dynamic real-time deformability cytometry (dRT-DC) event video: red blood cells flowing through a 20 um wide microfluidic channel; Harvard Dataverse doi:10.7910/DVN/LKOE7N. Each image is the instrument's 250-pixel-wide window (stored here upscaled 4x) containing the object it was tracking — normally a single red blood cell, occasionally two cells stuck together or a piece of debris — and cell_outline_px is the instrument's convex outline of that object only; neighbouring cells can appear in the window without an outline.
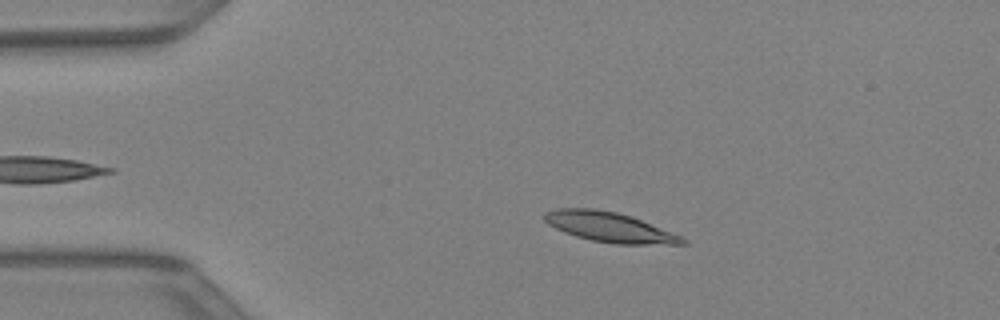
{"species": "Egyptian fruit bat (a non-hibernating species)", "species_latin": "Rousettus aegyptiacus", "temperature_condition": "warm", "stored_images_in_passage": 37, "camera_frame_rate_fps": 3000, "um_per_image_px": 0.085, "animal": {"sex": "female"}, "frame": {"image": 1, "passage_image": 9, "time_ms": 2.667, "image_size_px": [1000, 320], "cell_outline_px": [[688, 244], [616, 244], [592, 240], [576, 236], [564, 232], [548, 224], [544, 220], [544, 212], [556, 208], [592, 208], [616, 212], [632, 216], [680, 236], [688, 240]], "centroid_in_image_um": [51.78, 19.3], "position_along_channel_um": 33.2, "area_um2": 23.87}}
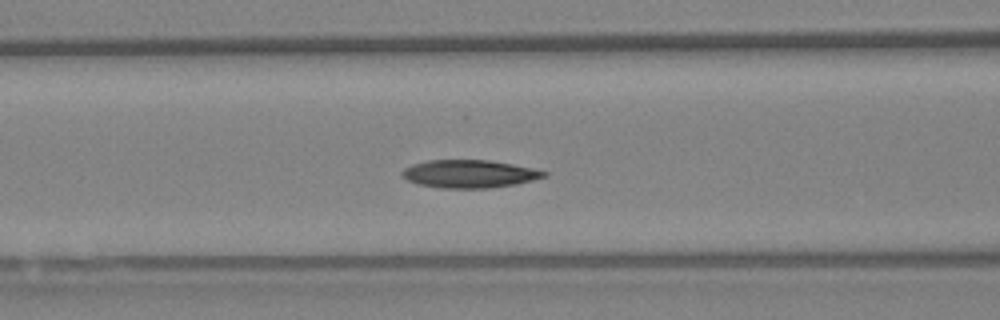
{"frame": {"image": 2, "passage_image": 18, "time_ms": 5.667, "image_size_px": [1000, 320], "cell_outline_px": [[548, 176], [516, 184], [488, 188], [440, 188], [420, 184], [408, 180], [400, 172], [404, 168], [412, 164], [428, 160], [488, 160], [512, 164], [532, 168], [548, 172]], "centroid_in_image_um": [39.9, 14.77], "position_along_channel_um": 126.7, "area_um2": 22.95}}
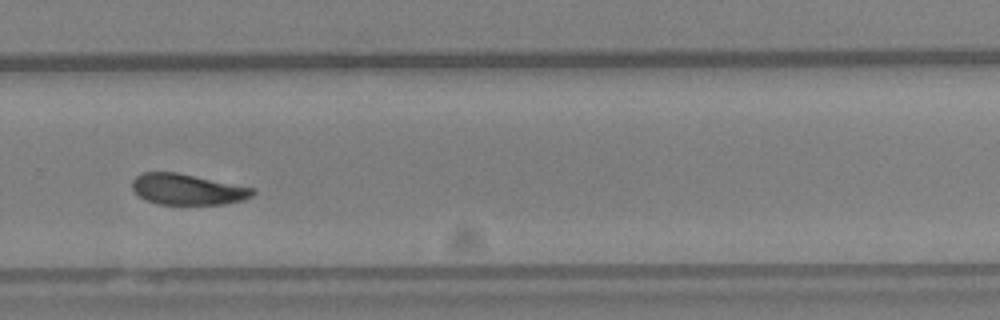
{"frame": {"image": 3, "passage_image": 30, "time_ms": 9.667, "image_size_px": [1000, 320], "cell_outline_px": [[256, 192], [252, 196], [244, 200], [224, 204], [156, 204], [144, 200], [132, 188], [132, 180], [136, 176], [144, 172], [176, 172], [256, 188]], "centroid_in_image_um": [15.95, 16.1], "position_along_channel_um": 313.8, "area_um2": 21.79}}